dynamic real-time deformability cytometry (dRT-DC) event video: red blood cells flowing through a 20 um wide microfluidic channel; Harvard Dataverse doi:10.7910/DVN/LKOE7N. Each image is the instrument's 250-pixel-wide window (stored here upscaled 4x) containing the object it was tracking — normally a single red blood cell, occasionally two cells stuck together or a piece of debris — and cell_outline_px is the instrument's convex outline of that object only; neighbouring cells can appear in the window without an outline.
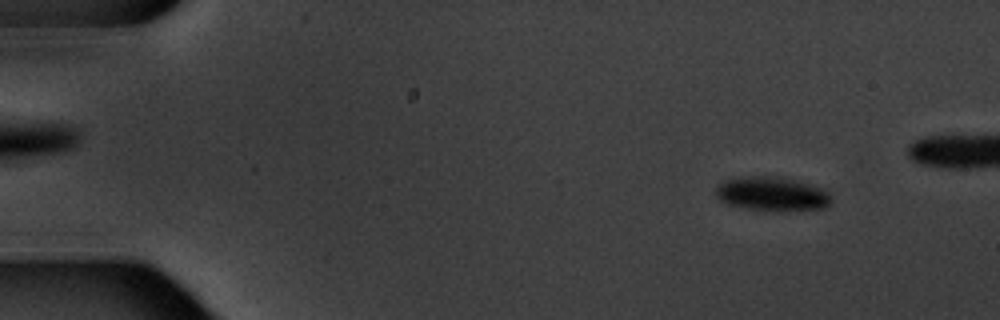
{"species": "common noctule bat (a hibernating species)", "species_latin": "Nyctalus noctula", "temperature_condition": "warm", "stored_images_in_passage": 4, "camera_frame_rate_fps": 3000, "um_per_image_px": 0.085, "animal": {"sex": "male", "body_mass_g": 20.1, "forearm_length_mm": 53.5}, "frame": {"image": 1, "passage_image": 1, "time_ms": 0.0, "image_size_px": [1000, 320], "cell_outline_px": [[832, 200], [824, 208], [752, 208], [728, 204], [720, 200], [716, 196], [716, 188], [724, 180], [740, 176], [776, 176], [808, 184], [820, 188], [828, 192]], "centroid_in_image_um": [65.56, 16.42], "position_along_channel_um": 19.4, "area_um2": 21.73}}
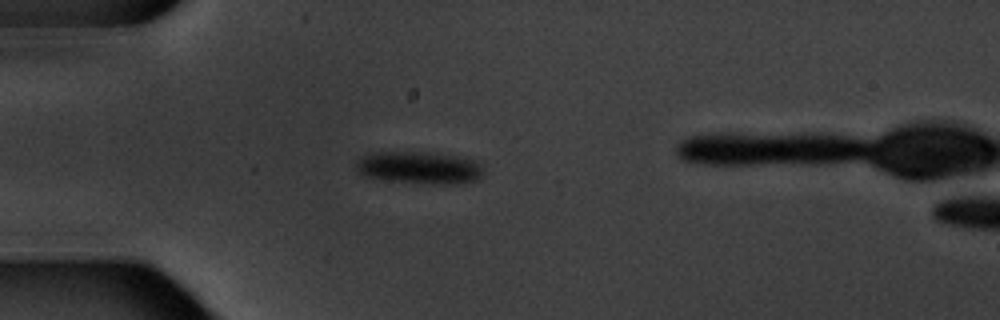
{"frame": {"image": 2, "passage_image": 3, "time_ms": 3.333, "image_size_px": [1000, 320], "cell_outline_px": [[480, 176], [476, 180], [456, 184], [432, 184], [388, 180], [364, 176], [356, 172], [356, 160], [360, 156], [372, 152], [424, 152], [456, 156], [476, 160], [480, 164]], "centroid_in_image_um": [35.57, 14.25], "position_along_channel_um": 49.4, "area_um2": 23.99}}